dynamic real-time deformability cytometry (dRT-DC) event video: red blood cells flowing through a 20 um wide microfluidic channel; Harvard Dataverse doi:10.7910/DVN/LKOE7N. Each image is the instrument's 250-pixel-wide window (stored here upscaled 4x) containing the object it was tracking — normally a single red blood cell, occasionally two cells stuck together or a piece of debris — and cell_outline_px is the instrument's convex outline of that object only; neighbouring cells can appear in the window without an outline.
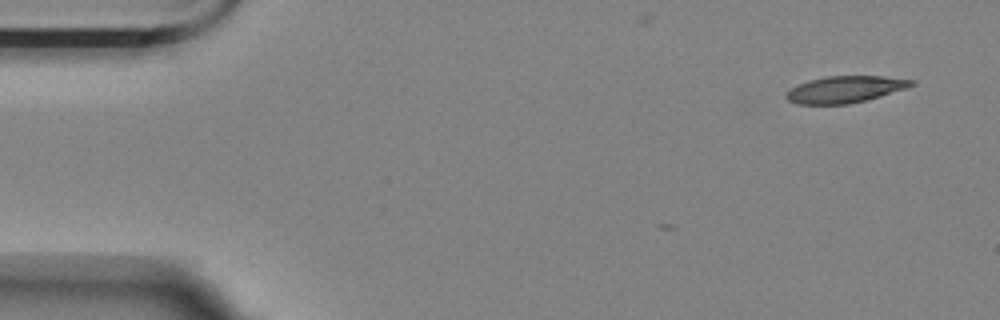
{"species": "Egyptian fruit bat (a non-hibernating species)", "species_latin": "Rousettus aegyptiacus", "temperature_condition": "room temperature", "stored_images_in_passage": 2, "camera_frame_rate_fps": 3000, "um_per_image_px": 0.085, "animal": {"sex": "female"}, "frame": {"image": 1, "passage_image": 2, "time_ms": 1.333, "image_size_px": [1000, 320], "cell_outline_px": [[916, 84], [908, 88], [868, 100], [848, 104], [796, 104], [788, 100], [784, 96], [792, 88], [808, 80], [824, 76], [884, 76], [916, 80]], "centroid_in_image_um": [71.89, 7.59], "position_along_channel_um": 13.1, "area_um2": 19.65}}